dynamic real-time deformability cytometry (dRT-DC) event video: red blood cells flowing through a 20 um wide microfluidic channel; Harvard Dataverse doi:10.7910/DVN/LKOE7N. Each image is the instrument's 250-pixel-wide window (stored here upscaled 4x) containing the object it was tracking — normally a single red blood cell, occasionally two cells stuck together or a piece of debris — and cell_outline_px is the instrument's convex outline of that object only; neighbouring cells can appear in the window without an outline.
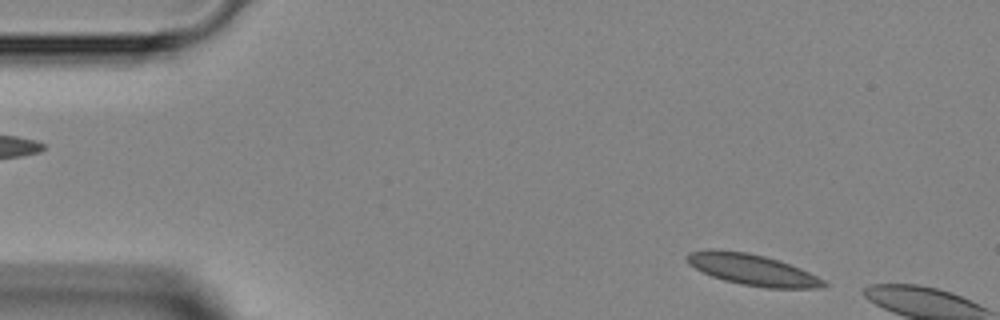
{"species": "Egyptian fruit bat (a non-hibernating species)", "species_latin": "Rousettus aegyptiacus", "temperature_condition": "room temperature", "stored_images_in_passage": 4, "camera_frame_rate_fps": 3000, "um_per_image_px": 0.085, "animal": {"sex": "female"}, "frame": {"image": 1, "passage_image": 1, "time_ms": 0.0, "image_size_px": [1000, 320], "cell_outline_px": [[828, 284], [820, 288], [764, 288], [740, 284], [724, 280], [712, 276], [688, 264], [684, 256], [688, 252], [748, 252], [764, 256], [800, 268], [824, 280]], "centroid_in_image_um": [64.01, 22.97], "position_along_channel_um": 21.0, "area_um2": 23.93}}